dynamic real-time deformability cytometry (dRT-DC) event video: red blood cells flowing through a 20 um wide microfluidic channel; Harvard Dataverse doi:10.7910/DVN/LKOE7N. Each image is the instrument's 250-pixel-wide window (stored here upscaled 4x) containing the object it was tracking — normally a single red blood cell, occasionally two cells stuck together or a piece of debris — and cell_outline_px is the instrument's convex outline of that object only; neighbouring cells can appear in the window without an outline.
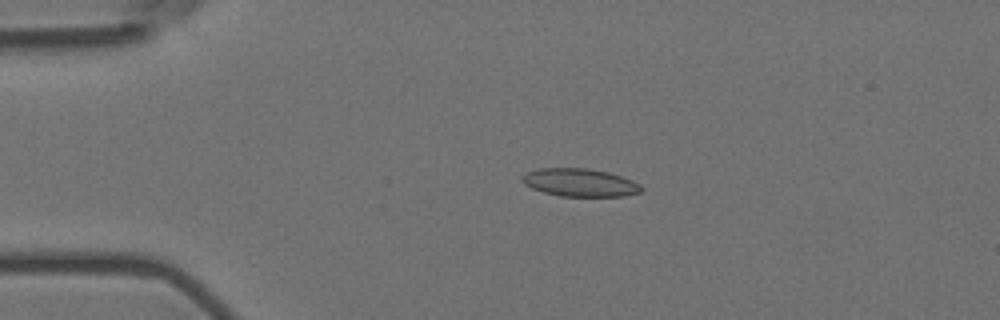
{"species": "Egyptian fruit bat (a non-hibernating species)", "species_latin": "Rousettus aegyptiacus", "temperature_condition": "room temperature", "stored_images_in_passage": 5, "camera_frame_rate_fps": 3000, "um_per_image_px": 0.085, "animal": {"sex": "female"}, "frame": {"image": 1, "passage_image": 4, "time_ms": 1.0, "image_size_px": [1000, 320], "cell_outline_px": [[644, 188], [640, 192], [624, 196], [560, 196], [544, 192], [532, 188], [524, 184], [520, 180], [520, 176], [528, 172], [540, 168], [588, 168], [608, 172], [632, 180], [640, 184]], "centroid_in_image_um": [49.28, 15.51], "position_along_channel_um": 35.7, "area_um2": 19.42}}